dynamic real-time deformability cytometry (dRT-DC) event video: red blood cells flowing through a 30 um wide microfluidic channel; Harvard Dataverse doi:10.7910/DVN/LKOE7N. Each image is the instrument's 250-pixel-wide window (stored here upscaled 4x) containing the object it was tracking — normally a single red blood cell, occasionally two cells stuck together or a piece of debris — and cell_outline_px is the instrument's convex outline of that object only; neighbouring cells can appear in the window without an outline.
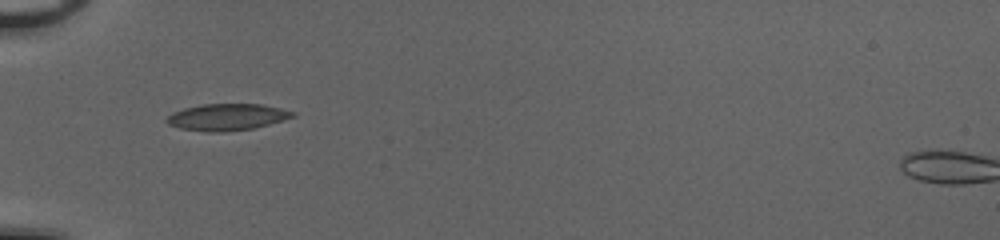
{"species": "common noctule bat (a hibernating species)", "species_latin": "Nyctalus noctula", "temperature_condition": "cold", "stored_images_in_passage": 34, "camera_frame_rate_fps": 3000, "um_per_image_px": 0.085, "animal": {"sex": "female", "body_mass_g": 20.0, "forearm_length_mm": 54.0}, "frame": {"image": 1, "passage_image": 1, "time_ms": 0.0, "image_size_px": [1000, 240], "cell_outline_px": [[296, 116], [268, 124], [252, 128], [224, 132], [208, 132], [180, 128], [168, 124], [164, 120], [172, 112], [184, 108], [200, 104], [260, 104], [280, 108], [296, 112]], "centroid_in_image_um": [19.27, 9.94], "position_along_channel_um": 65.7, "area_um2": 19.54}}
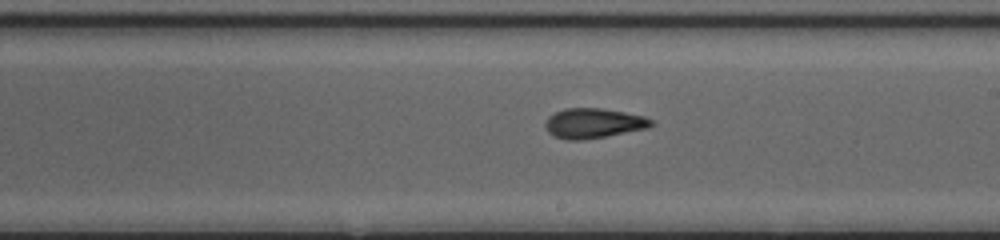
{"frame": {"image": 2, "passage_image": 14, "time_ms": 4.333, "image_size_px": [1000, 240], "cell_outline_px": [[656, 124], [648, 128], [604, 136], [580, 140], [568, 140], [552, 136], [548, 132], [544, 124], [548, 116], [564, 108], [600, 108], [624, 112], [644, 116], [652, 120]], "centroid_in_image_um": [50.43, 10.47], "position_along_channel_um": 238.6, "area_um2": 18.44}}
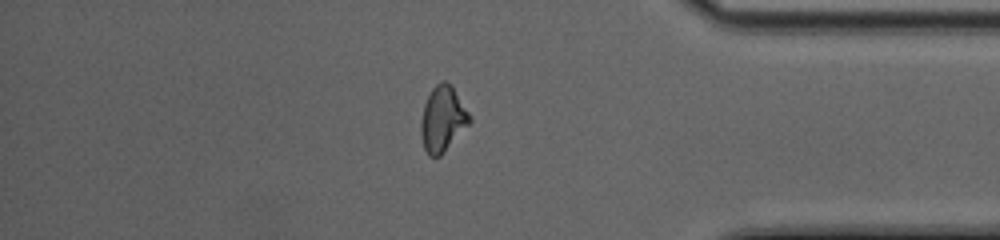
{"frame": {"image": 3, "passage_image": 27, "time_ms": 8.667, "image_size_px": [1000, 240], "cell_outline_px": [[472, 120], [440, 156], [428, 156], [424, 148], [420, 132], [420, 124], [424, 104], [432, 88], [440, 80], [444, 80], [452, 84], [472, 116]], "centroid_in_image_um": [37.63, 10.07], "position_along_channel_um": 397.6, "area_um2": 18.67}, "authors_computed_cell_mechanics": {"area_um2": 18.1203, "velocity_mm_per_s": 4.0935, "shape_relaxation_time_tau1_ms": 5.4259, "shape_relaxation_time_tau2_ms": 2.8646, "deformation_change_tau1": 0.1849, "deformation_change_tau2": 0.1054}}